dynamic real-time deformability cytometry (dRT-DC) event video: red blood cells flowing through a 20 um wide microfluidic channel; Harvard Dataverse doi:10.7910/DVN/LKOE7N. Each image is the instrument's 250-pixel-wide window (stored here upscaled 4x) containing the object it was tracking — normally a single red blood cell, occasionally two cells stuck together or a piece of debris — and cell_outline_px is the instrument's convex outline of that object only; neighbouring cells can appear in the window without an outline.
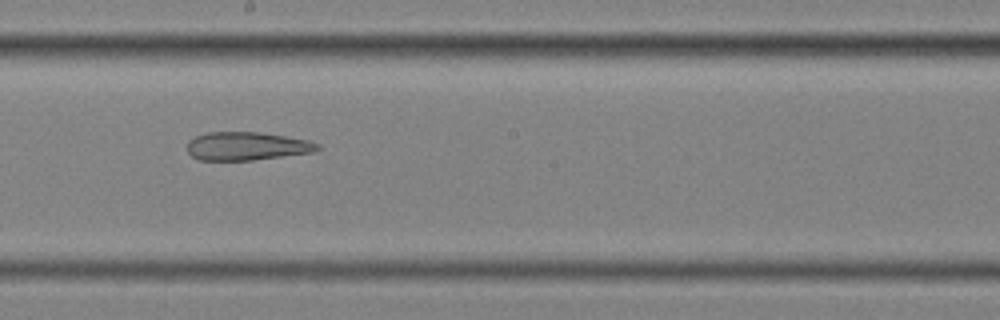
{"species": "common noctule bat (a hibernating species)", "species_latin": "Nyctalus noctula", "temperature_condition": "cold", "stored_images_in_passage": 10, "camera_frame_rate_fps": 3000, "um_per_image_px": 0.085, "animal": {"sex": "female", "body_mass_g": 25.1}, "frame": {"image": 1, "passage_image": 9, "time_ms": 2.667, "image_size_px": [1000, 320], "cell_outline_px": [[320, 148], [312, 152], [252, 160], [200, 160], [192, 156], [188, 152], [188, 140], [196, 136], [208, 132], [256, 132], [284, 136], [308, 140], [320, 144]], "centroid_in_image_um": [20.96, 12.42], "position_along_channel_um": 227.2, "area_um2": 21.27}}
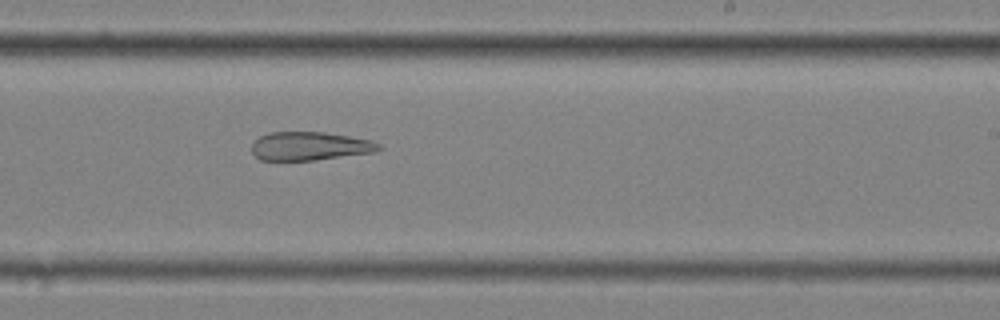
{"frame": {"image": 2, "passage_image": 10, "time_ms": 3.0, "image_size_px": [1000, 320], "cell_outline_px": [[384, 148], [372, 152], [312, 160], [260, 160], [252, 152], [252, 144], [260, 136], [268, 132], [324, 132], [372, 140], [380, 144]], "centroid_in_image_um": [26.32, 12.41], "position_along_channel_um": 262.7, "area_um2": 20.92}}